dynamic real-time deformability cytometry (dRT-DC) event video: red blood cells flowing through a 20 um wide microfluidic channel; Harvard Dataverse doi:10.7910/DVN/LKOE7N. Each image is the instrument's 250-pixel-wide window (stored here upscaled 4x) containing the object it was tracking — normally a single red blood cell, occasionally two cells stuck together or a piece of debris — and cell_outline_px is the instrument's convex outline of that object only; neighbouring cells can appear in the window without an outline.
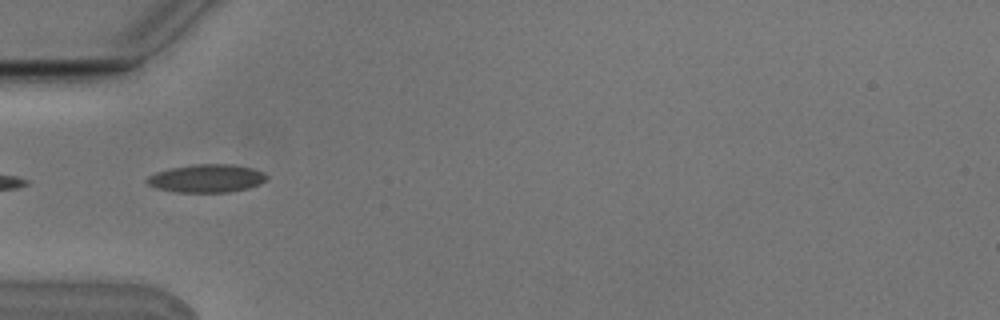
{"species": "Egyptian fruit bat (a non-hibernating species)", "species_latin": "Rousettus aegyptiacus", "temperature_condition": "cold", "stored_images_in_passage": 9, "camera_frame_rate_fps": 3000, "um_per_image_px": 0.085, "animal": {"sex": "male"}, "frame": {"image": 1, "passage_image": 4, "time_ms": 1.0, "image_size_px": [1000, 320], "cell_outline_px": [[268, 176], [260, 184], [248, 188], [228, 192], [176, 192], [156, 188], [148, 184], [144, 180], [148, 176], [156, 172], [172, 168], [192, 164], [228, 164], [252, 168], [264, 172]], "centroid_in_image_um": [17.55, 15.16], "position_along_channel_um": 67.5, "area_um2": 19.54}}
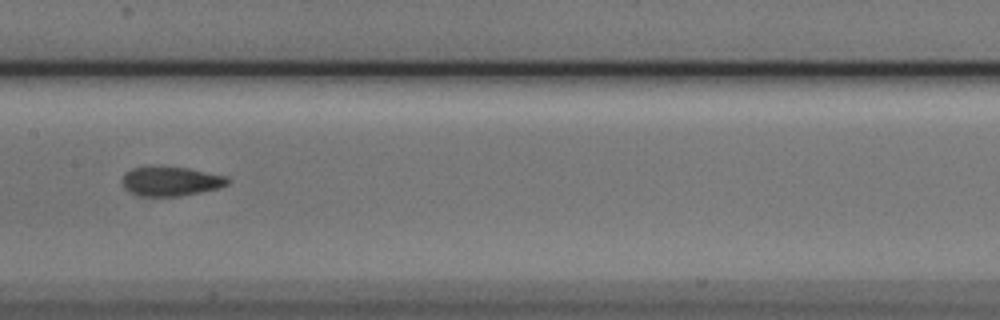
{"frame": {"image": 2, "passage_image": 7, "time_ms": 2.0, "image_size_px": [1000, 320], "cell_outline_px": [[232, 180], [228, 184], [220, 188], [180, 196], [140, 196], [128, 192], [124, 188], [120, 180], [124, 172], [132, 168], [188, 168], [228, 176]], "centroid_in_image_um": [14.53, 15.43], "position_along_channel_um": 192.9, "area_um2": 18.03}}
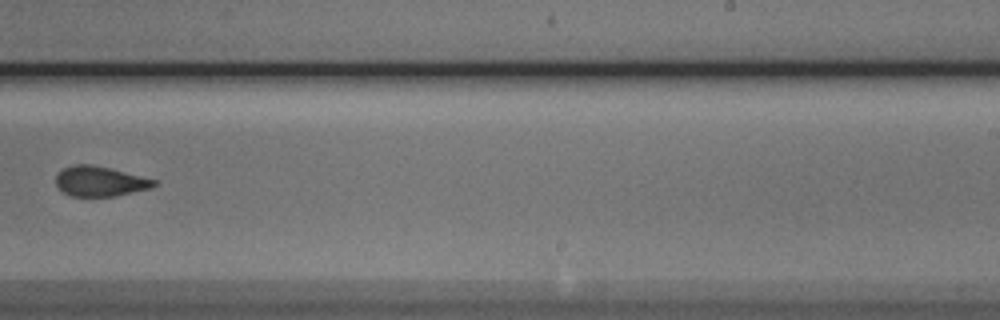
{"frame": {"image": 3, "passage_image": 9, "time_ms": 2.667, "image_size_px": [1000, 320], "cell_outline_px": [[156, 184], [152, 188], [116, 196], [68, 196], [60, 192], [56, 184], [56, 176], [64, 168], [72, 164], [92, 164], [156, 180]], "centroid_in_image_um": [8.45, 15.42], "position_along_channel_um": 280.5, "area_um2": 17.17}}